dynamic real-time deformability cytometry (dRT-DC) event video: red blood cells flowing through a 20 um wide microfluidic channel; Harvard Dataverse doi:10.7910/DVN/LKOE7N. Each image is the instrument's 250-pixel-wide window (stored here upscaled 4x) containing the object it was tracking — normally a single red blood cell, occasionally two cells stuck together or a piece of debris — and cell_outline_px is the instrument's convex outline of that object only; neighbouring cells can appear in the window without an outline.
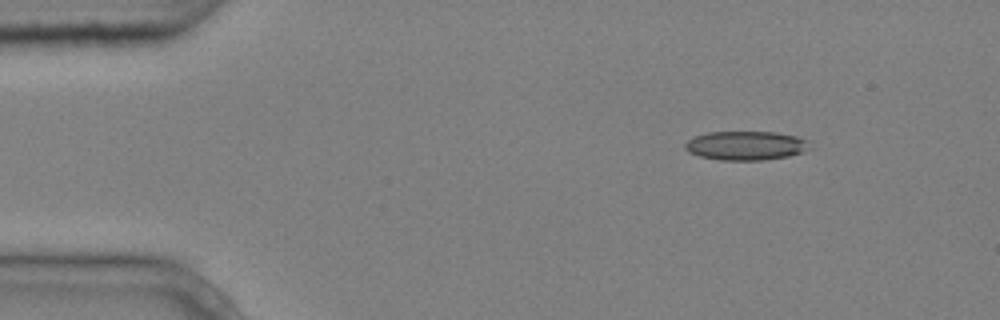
{"species": "common noctule bat (a hibernating species)", "species_latin": "Nyctalus noctula", "temperature_condition": "cold", "stored_images_in_passage": 4, "segment_of_instrument_passage": [1, 2], "camera_frame_rate_fps": 3000, "um_per_image_px": 0.085, "animal": {"sex": "male", "body_mass_g": 20.4}, "frame": {"image": 1, "passage_image": 1, "time_ms": 0.0, "image_size_px": [1000, 320], "cell_outline_px": [[812, 148], [804, 152], [788, 156], [764, 160], [720, 160], [700, 156], [688, 152], [684, 148], [684, 144], [688, 140], [696, 136], [708, 132], [776, 132], [796, 136], [808, 140]], "centroid_in_image_um": [63.43, 12.38], "position_along_channel_um": 21.6, "area_um2": 21.21}}